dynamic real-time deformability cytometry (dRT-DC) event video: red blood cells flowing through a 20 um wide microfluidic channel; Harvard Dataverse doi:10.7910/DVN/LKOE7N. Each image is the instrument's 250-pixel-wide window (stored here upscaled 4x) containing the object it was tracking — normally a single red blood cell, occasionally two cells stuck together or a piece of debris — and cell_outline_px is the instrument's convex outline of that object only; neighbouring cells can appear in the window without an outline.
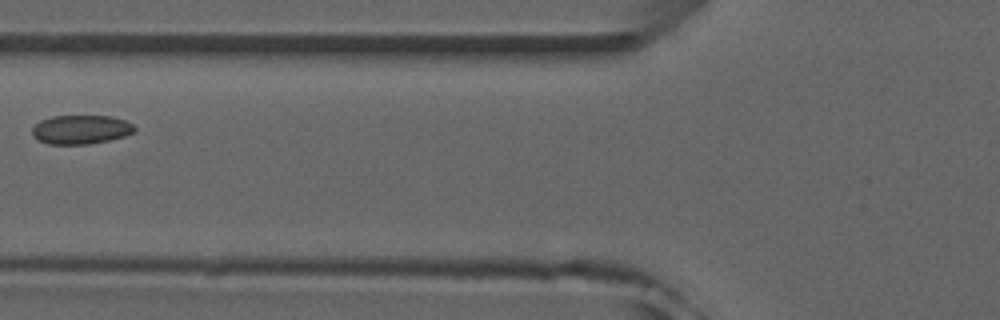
{"species": "common noctule bat (a hibernating species)", "species_latin": "Nyctalus noctula", "temperature_condition": "room temperature", "stored_images_in_passage": 5, "camera_frame_rate_fps": 3000, "um_per_image_px": 0.085, "animal": {"sex": "male", "forearm_length_mm": 52.5}, "frame": {"image": 1, "passage_image": 5, "time_ms": 4.333, "image_size_px": [1000, 320], "cell_outline_px": [[136, 132], [124, 136], [108, 140], [88, 144], [48, 144], [32, 136], [32, 128], [40, 120], [52, 116], [112, 116], [124, 120], [132, 124], [136, 128]], "centroid_in_image_um": [6.88, 11.01], "position_along_channel_um": 118.9, "area_um2": 17.28}}